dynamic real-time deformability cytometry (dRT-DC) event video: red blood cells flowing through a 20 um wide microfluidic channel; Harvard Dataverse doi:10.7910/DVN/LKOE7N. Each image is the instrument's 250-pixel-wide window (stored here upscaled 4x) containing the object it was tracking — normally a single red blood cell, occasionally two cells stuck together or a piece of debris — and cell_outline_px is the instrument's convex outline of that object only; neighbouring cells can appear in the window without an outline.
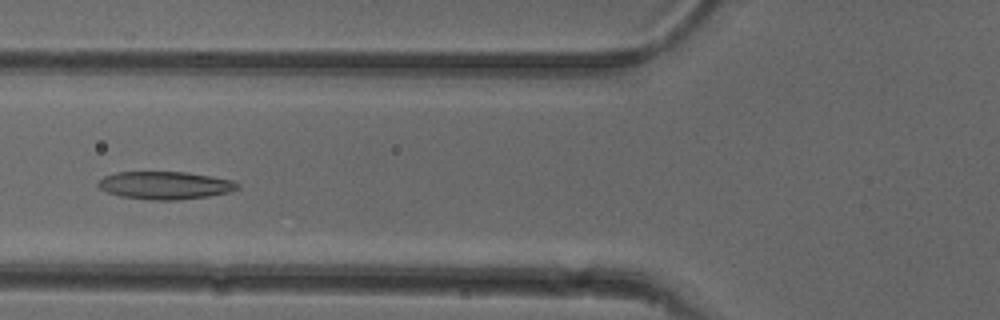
{"species": "common noctule bat (a hibernating species)", "species_latin": "Nyctalus noctula", "temperature_condition": "cold", "stored_images_in_passage": 39, "camera_frame_rate_fps": 3000, "um_per_image_px": 0.085, "animal": {"sex": "female"}, "frame": {"image": 1, "passage_image": 7, "time_ms": 2.0, "image_size_px": [1000, 320], "cell_outline_px": [[240, 188], [228, 192], [208, 196], [176, 200], [152, 200], [120, 196], [108, 192], [100, 188], [96, 184], [104, 176], [116, 172], [188, 172], [232, 180], [240, 184]], "centroid_in_image_um": [14.04, 15.75], "position_along_channel_um": 111.8, "area_um2": 22.48}}
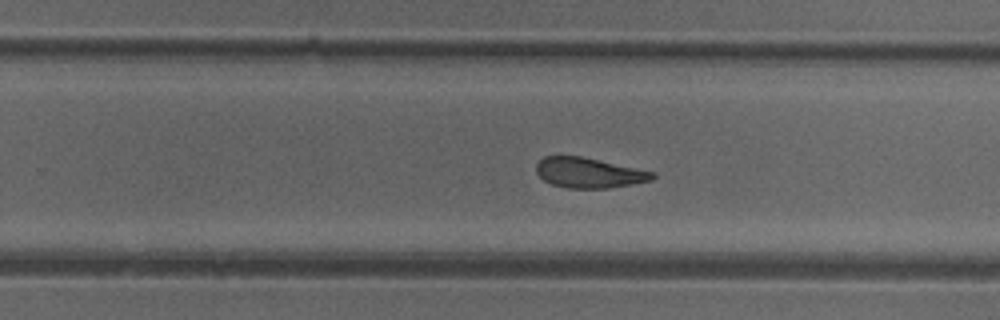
{"frame": {"image": 2, "passage_image": 20, "time_ms": 6.333, "image_size_px": [1000, 320], "cell_outline_px": [[656, 176], [652, 180], [632, 184], [608, 188], [568, 188], [552, 184], [544, 180], [536, 172], [536, 164], [544, 156], [580, 156], [656, 172]], "centroid_in_image_um": [50.07, 14.69], "position_along_channel_um": 279.7, "area_um2": 20.35}}
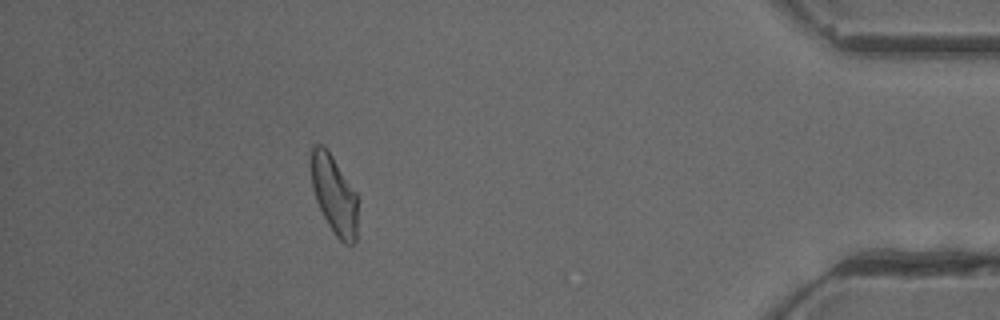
{"frame": {"image": 3, "passage_image": 34, "time_ms": 11.0, "image_size_px": [1000, 320], "cell_outline_px": [[356, 244], [344, 244], [336, 236], [328, 224], [316, 200], [312, 188], [308, 164], [312, 144], [324, 144], [328, 148], [356, 192]], "centroid_in_image_um": [28.34, 16.45], "position_along_channel_um": 406.9, "area_um2": 21.85}, "authors_computed_cell_mechanics": {"area_um2": 21.9062, "velocity_mm_per_s": 3.871, "shape_relaxation_time_tau1_ms": 8.3354, "shape_relaxation_time_tau2_ms": 3.5406, "deformation_change_tau1": 0.1874, "deformation_change_tau2": 0.1232}}